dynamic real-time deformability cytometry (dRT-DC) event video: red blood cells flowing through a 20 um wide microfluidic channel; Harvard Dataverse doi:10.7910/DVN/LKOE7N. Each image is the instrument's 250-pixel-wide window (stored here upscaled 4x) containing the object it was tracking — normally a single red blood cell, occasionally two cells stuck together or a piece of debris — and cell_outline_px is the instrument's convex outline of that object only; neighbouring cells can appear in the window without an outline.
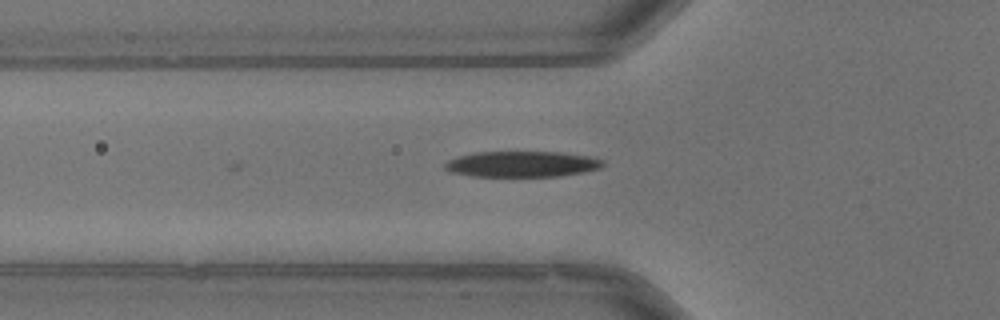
{"species": "common noctule bat (a hibernating species)", "species_latin": "Nyctalus noctula", "temperature_condition": "warm", "stored_images_in_passage": 3, "camera_frame_rate_fps": 3000, "um_per_image_px": 0.085, "animal": {"sex": "male", "body_mass_g": 13.3}, "frame": {"image": 1, "passage_image": 3, "time_ms": 0.667, "image_size_px": [1000, 320], "cell_outline_px": [[604, 164], [600, 168], [584, 172], [560, 176], [472, 176], [448, 172], [444, 168], [444, 164], [448, 160], [456, 156], [476, 152], [564, 152], [588, 156], [604, 160]], "centroid_in_image_um": [44.34, 13.94], "position_along_channel_um": 81.5, "area_um2": 23.93}}